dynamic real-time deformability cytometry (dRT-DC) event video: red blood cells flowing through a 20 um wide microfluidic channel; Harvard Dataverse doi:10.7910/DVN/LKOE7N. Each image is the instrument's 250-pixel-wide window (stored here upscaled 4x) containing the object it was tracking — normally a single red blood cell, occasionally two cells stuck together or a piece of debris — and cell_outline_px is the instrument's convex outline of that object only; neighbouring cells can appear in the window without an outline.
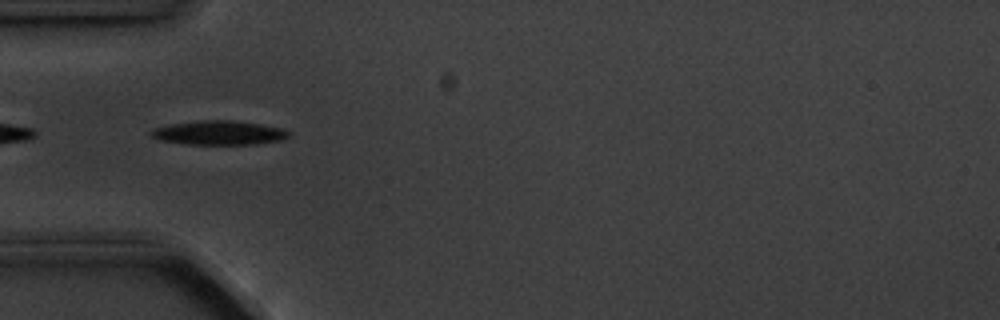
{"species": "common noctule bat (a hibernating species)", "species_latin": "Nyctalus noctula", "temperature_condition": "cold", "stored_images_in_passage": 6, "camera_frame_rate_fps": 3000, "um_per_image_px": 0.085, "animal": {"sex": "male", "body_mass_g": 20.1, "forearm_length_mm": 53.5}, "frame": {"image": 1, "passage_image": 5, "time_ms": 4.667, "image_size_px": [1000, 320], "cell_outline_px": [[288, 136], [280, 140], [256, 144], [188, 144], [160, 140], [152, 136], [148, 132], [152, 128], [168, 124], [200, 120], [232, 120], [260, 124], [280, 128], [288, 132]], "centroid_in_image_um": [18.53, 11.28], "position_along_channel_um": 66.5, "area_um2": 19.25}}